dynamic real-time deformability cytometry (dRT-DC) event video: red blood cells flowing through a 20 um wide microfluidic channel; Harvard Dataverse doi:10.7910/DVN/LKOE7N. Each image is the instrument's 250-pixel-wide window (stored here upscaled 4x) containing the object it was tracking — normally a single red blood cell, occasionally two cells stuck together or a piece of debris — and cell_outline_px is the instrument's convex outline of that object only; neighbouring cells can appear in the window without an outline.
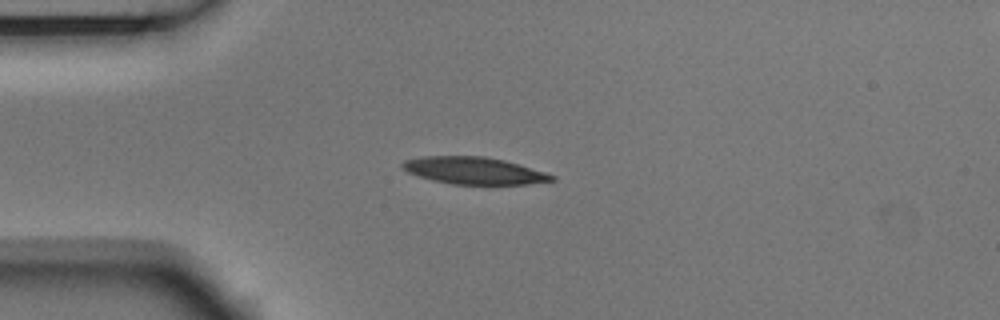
{"species": "Egyptian fruit bat (a non-hibernating species)", "species_latin": "Rousettus aegyptiacus", "temperature_condition": "room temperature", "stored_images_in_passage": 6, "camera_frame_rate_fps": 3000, "um_per_image_px": 0.085, "animal": {"sex": "male"}, "frame": {"image": 1, "passage_image": 4, "time_ms": 1.0, "image_size_px": [1000, 320], "cell_outline_px": [[556, 180], [528, 184], [452, 184], [432, 180], [408, 172], [400, 168], [400, 164], [404, 160], [420, 156], [484, 156], [504, 160], [544, 172], [556, 176]], "centroid_in_image_um": [40.24, 14.5], "position_along_channel_um": 44.8, "area_um2": 23.52}}
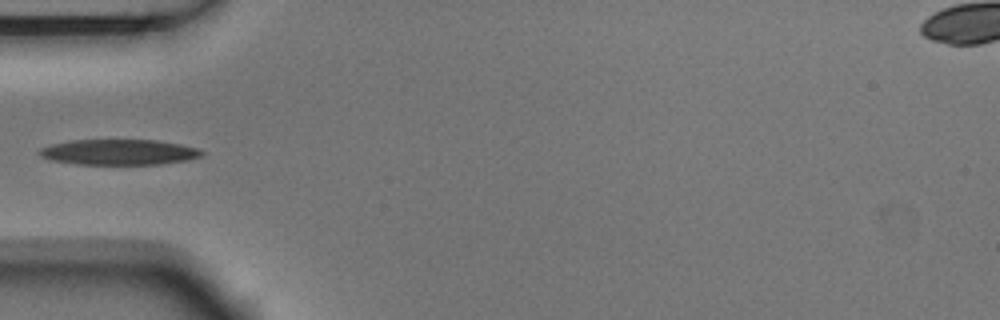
{"frame": {"image": 2, "passage_image": 5, "time_ms": 1.333, "image_size_px": [1000, 320], "cell_outline_px": [[204, 156], [188, 160], [160, 164], [76, 164], [52, 160], [40, 156], [36, 152], [40, 148], [52, 144], [72, 140], [156, 140], [180, 144], [196, 148], [204, 152]], "centroid_in_image_um": [10.11, 12.93], "position_along_channel_um": 74.9, "area_um2": 24.16}}
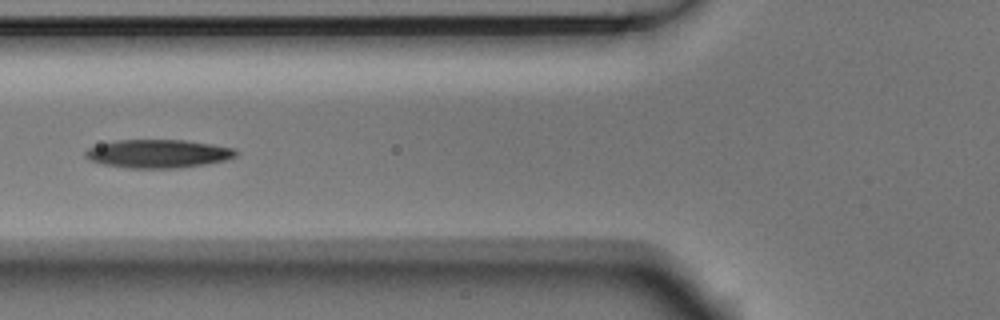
{"frame": {"image": 3, "passage_image": 6, "time_ms": 1.667, "image_size_px": [1000, 320], "cell_outline_px": [[240, 152], [236, 156], [224, 160], [204, 164], [180, 168], [128, 168], [104, 164], [88, 160], [84, 156], [84, 152], [88, 148], [100, 144], [116, 140], [184, 140], [212, 144], [236, 148]], "centroid_in_image_um": [13.44, 13.06], "position_along_channel_um": 112.4, "area_um2": 24.97}}